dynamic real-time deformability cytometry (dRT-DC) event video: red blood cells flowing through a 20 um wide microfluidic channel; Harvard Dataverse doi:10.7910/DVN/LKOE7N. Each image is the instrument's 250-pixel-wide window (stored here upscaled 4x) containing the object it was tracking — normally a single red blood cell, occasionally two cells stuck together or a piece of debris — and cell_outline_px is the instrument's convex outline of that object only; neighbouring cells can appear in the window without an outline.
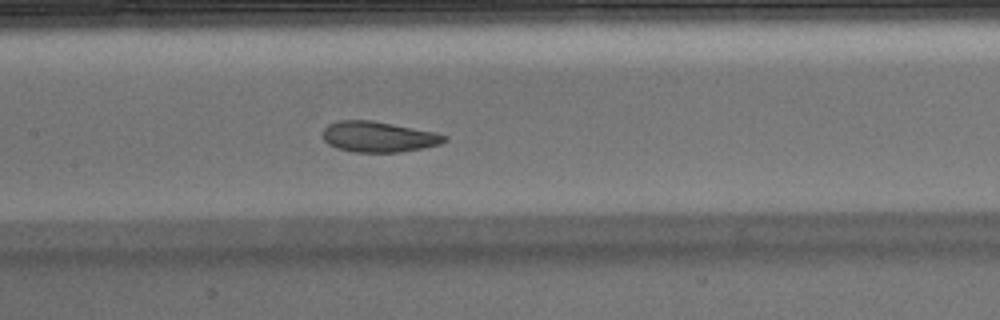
{"species": "Egyptian fruit bat (a non-hibernating species)", "species_latin": "Rousettus aegyptiacus", "temperature_condition": "warm", "stored_images_in_passage": 48, "camera_frame_rate_fps": 3000, "um_per_image_px": 0.085, "animal": {"sex": "male"}, "frame": {"image": 1, "passage_image": 21, "time_ms": 6.667, "image_size_px": [1000, 320], "cell_outline_px": [[448, 140], [440, 144], [400, 152], [352, 152], [336, 148], [328, 144], [324, 140], [324, 128], [328, 124], [340, 120], [372, 120], [436, 132], [448, 136]], "centroid_in_image_um": [32.18, 11.62], "position_along_channel_um": 175.2, "area_um2": 21.73}, "authors_computed_cell_mechanics": {"area_um2": 22.5131, "velocity_mm_per_s": 3.8895, "shape_relaxation_time_tau1_ms": 4.0086, "shape_relaxation_time_tau2_ms": 1.8797, "deformation_change_tau1": 0.1543, "deformation_change_tau2": 0.0478}}